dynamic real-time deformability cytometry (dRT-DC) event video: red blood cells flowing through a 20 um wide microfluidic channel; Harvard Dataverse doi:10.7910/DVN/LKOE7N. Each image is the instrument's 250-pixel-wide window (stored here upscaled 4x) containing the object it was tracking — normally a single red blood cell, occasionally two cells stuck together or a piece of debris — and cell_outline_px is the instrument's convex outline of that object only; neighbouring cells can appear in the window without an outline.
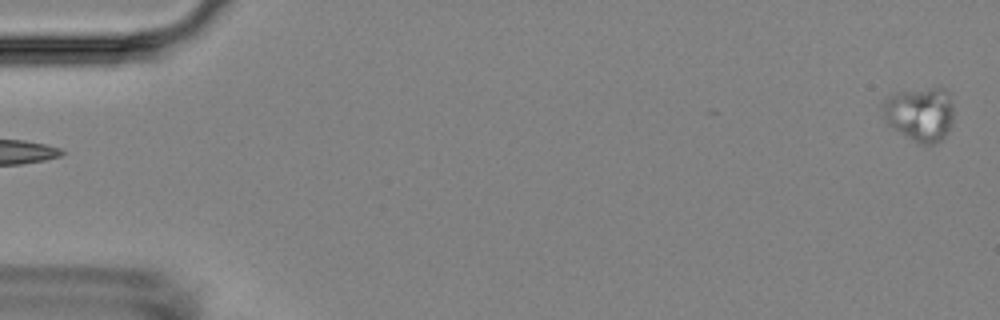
{"species": "Egyptian fruit bat (a non-hibernating species)", "species_latin": "Rousettus aegyptiacus", "temperature_condition": "room temperature", "stored_images_in_passage": 2, "camera_frame_rate_fps": 3000, "um_per_image_px": 0.085, "animal": {"sex": "female"}, "frame": {"image": 1, "passage_image": 2, "time_ms": 1.333, "image_size_px": [1000, 320], "cell_outline_px": [[952, 120], [944, 136], [940, 140], [932, 144], [924, 144], [892, 128], [888, 124], [884, 116], [880, 104], [892, 92], [940, 84], [948, 92], [952, 104]], "centroid_in_image_um": [78.17, 9.58], "position_along_channel_um": 6.8, "area_um2": 22.72}}